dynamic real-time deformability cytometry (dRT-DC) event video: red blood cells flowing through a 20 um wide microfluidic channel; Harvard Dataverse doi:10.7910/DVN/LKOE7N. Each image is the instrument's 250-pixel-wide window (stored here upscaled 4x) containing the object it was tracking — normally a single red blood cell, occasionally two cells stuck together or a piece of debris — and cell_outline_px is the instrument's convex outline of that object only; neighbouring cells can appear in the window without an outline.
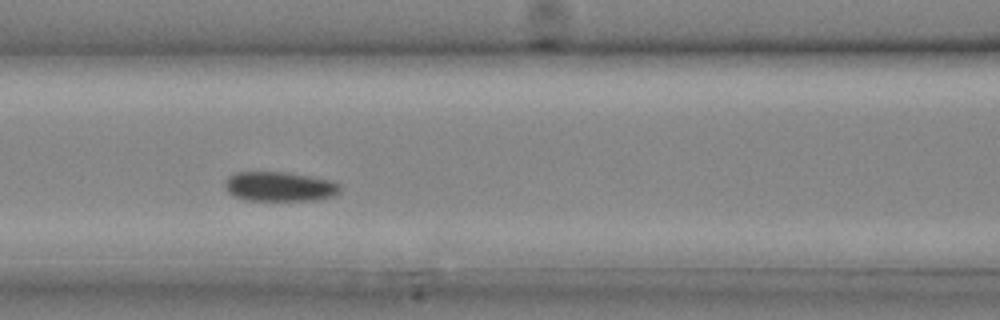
{"species": "common noctule bat (a hibernating species)", "species_latin": "Nyctalus noctula", "temperature_condition": "cold", "stored_images_in_passage": 12, "camera_frame_rate_fps": 3000, "um_per_image_px": 0.085, "animal": {"sex": "male", "body_mass_g": 20.4}, "frame": {"image": 1, "passage_image": 4, "time_ms": 1.0, "image_size_px": [1000, 320], "cell_outline_px": [[340, 192], [332, 196], [320, 200], [244, 200], [232, 196], [224, 188], [224, 180], [228, 176], [236, 172], [288, 172], [332, 180], [340, 184]], "centroid_in_image_um": [23.74, 15.85], "position_along_channel_um": 142.9, "area_um2": 20.17}}
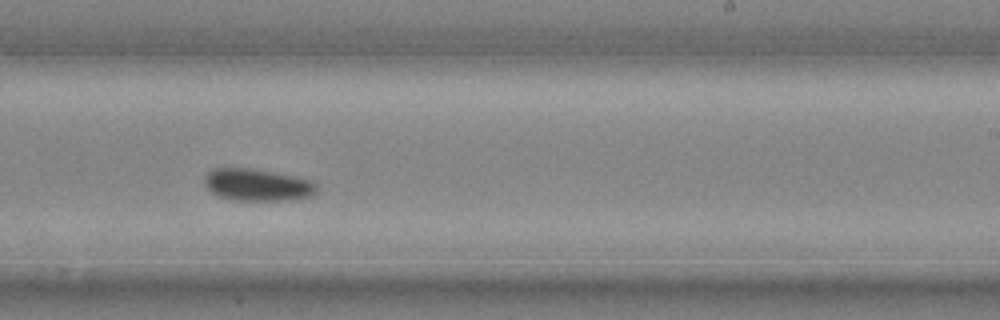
{"frame": {"image": 2, "passage_image": 9, "time_ms": 2.667, "image_size_px": [1000, 320], "cell_outline_px": [[316, 192], [312, 196], [292, 200], [232, 200], [220, 196], [212, 192], [204, 184], [204, 176], [212, 168], [252, 168], [296, 176], [312, 180], [316, 184]], "centroid_in_image_um": [21.89, 15.7], "position_along_channel_um": 267.1, "area_um2": 21.15}}
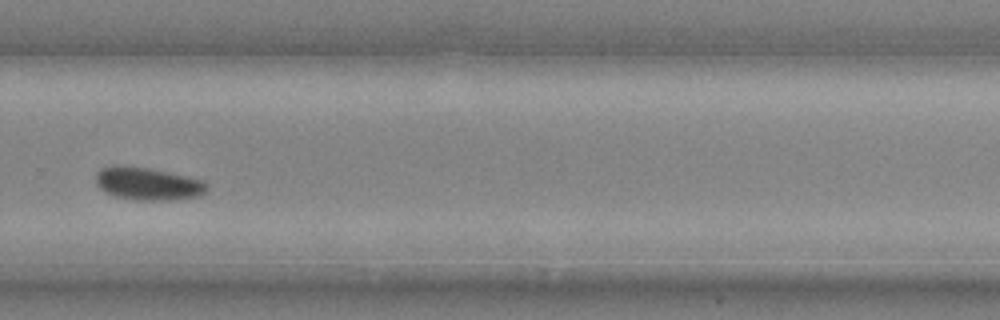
{"frame": {"image": 3, "passage_image": 11, "time_ms": 3.333, "image_size_px": [1000, 320], "cell_outline_px": [[208, 188], [200, 196], [172, 200], [136, 200], [116, 196], [104, 192], [96, 184], [96, 172], [100, 168], [108, 164], [116, 164], [148, 168], [168, 172], [200, 180], [208, 184]], "centroid_in_image_um": [12.5, 15.6], "position_along_channel_um": 317.3, "area_um2": 21.33}}